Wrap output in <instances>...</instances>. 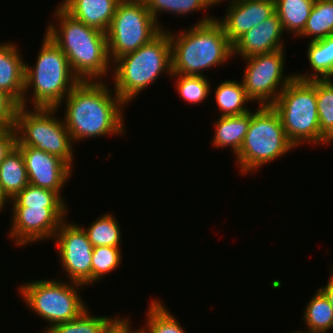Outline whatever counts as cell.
Returning a JSON list of instances; mask_svg holds the SVG:
<instances>
[{"label":"cell","instance_id":"836d02e7","mask_svg":"<svg viewBox=\"0 0 333 333\" xmlns=\"http://www.w3.org/2000/svg\"><path fill=\"white\" fill-rule=\"evenodd\" d=\"M18 104L4 91L0 90V125L7 130L15 128Z\"/></svg>","mask_w":333,"mask_h":333},{"label":"cell","instance_id":"4dcf8cb0","mask_svg":"<svg viewBox=\"0 0 333 333\" xmlns=\"http://www.w3.org/2000/svg\"><path fill=\"white\" fill-rule=\"evenodd\" d=\"M92 316L89 307L73 320L56 324L45 333H102L105 327L116 317Z\"/></svg>","mask_w":333,"mask_h":333},{"label":"cell","instance_id":"8d00e7d4","mask_svg":"<svg viewBox=\"0 0 333 333\" xmlns=\"http://www.w3.org/2000/svg\"><path fill=\"white\" fill-rule=\"evenodd\" d=\"M330 277L328 279V283L324 286V287H321L319 288L323 293L324 295L327 297L330 305L332 306L333 308V269H331V272H330Z\"/></svg>","mask_w":333,"mask_h":333},{"label":"cell","instance_id":"44dd1931","mask_svg":"<svg viewBox=\"0 0 333 333\" xmlns=\"http://www.w3.org/2000/svg\"><path fill=\"white\" fill-rule=\"evenodd\" d=\"M0 183L10 200L29 184L22 153L16 146L0 163Z\"/></svg>","mask_w":333,"mask_h":333},{"label":"cell","instance_id":"5b68a950","mask_svg":"<svg viewBox=\"0 0 333 333\" xmlns=\"http://www.w3.org/2000/svg\"><path fill=\"white\" fill-rule=\"evenodd\" d=\"M111 67L114 92L125 104H129L148 86L155 84L163 72L172 75L169 31L163 28L135 52L115 59Z\"/></svg>","mask_w":333,"mask_h":333},{"label":"cell","instance_id":"cb8c5ba5","mask_svg":"<svg viewBox=\"0 0 333 333\" xmlns=\"http://www.w3.org/2000/svg\"><path fill=\"white\" fill-rule=\"evenodd\" d=\"M304 333H327L333 329V308L327 297L318 288L303 312Z\"/></svg>","mask_w":333,"mask_h":333},{"label":"cell","instance_id":"484cf974","mask_svg":"<svg viewBox=\"0 0 333 333\" xmlns=\"http://www.w3.org/2000/svg\"><path fill=\"white\" fill-rule=\"evenodd\" d=\"M308 81L316 89L320 145H324L326 139L333 132V80L332 78H326Z\"/></svg>","mask_w":333,"mask_h":333},{"label":"cell","instance_id":"277c9868","mask_svg":"<svg viewBox=\"0 0 333 333\" xmlns=\"http://www.w3.org/2000/svg\"><path fill=\"white\" fill-rule=\"evenodd\" d=\"M42 46L34 65L25 62L24 97L20 106H27L31 89V108H57L80 82L73 73L66 55L44 33Z\"/></svg>","mask_w":333,"mask_h":333},{"label":"cell","instance_id":"d6986e66","mask_svg":"<svg viewBox=\"0 0 333 333\" xmlns=\"http://www.w3.org/2000/svg\"><path fill=\"white\" fill-rule=\"evenodd\" d=\"M251 122V111L236 116H219L217 121H213L215 128L212 146L230 147L236 155L246 136Z\"/></svg>","mask_w":333,"mask_h":333},{"label":"cell","instance_id":"52a82bcc","mask_svg":"<svg viewBox=\"0 0 333 333\" xmlns=\"http://www.w3.org/2000/svg\"><path fill=\"white\" fill-rule=\"evenodd\" d=\"M84 285L57 280H31L18 286L19 295L33 313L48 324L42 333L56 324L67 322L78 317L88 306L80 296Z\"/></svg>","mask_w":333,"mask_h":333},{"label":"cell","instance_id":"30bf717a","mask_svg":"<svg viewBox=\"0 0 333 333\" xmlns=\"http://www.w3.org/2000/svg\"><path fill=\"white\" fill-rule=\"evenodd\" d=\"M162 30L143 0H120L106 32L111 62L135 52Z\"/></svg>","mask_w":333,"mask_h":333},{"label":"cell","instance_id":"f35d334b","mask_svg":"<svg viewBox=\"0 0 333 333\" xmlns=\"http://www.w3.org/2000/svg\"><path fill=\"white\" fill-rule=\"evenodd\" d=\"M333 142V132L332 134L326 139L325 144L324 145H330V143Z\"/></svg>","mask_w":333,"mask_h":333},{"label":"cell","instance_id":"f1b7e54d","mask_svg":"<svg viewBox=\"0 0 333 333\" xmlns=\"http://www.w3.org/2000/svg\"><path fill=\"white\" fill-rule=\"evenodd\" d=\"M150 14L155 18L157 24L161 27L159 21V13L167 12L173 15H180L183 17L187 14L194 13L199 10H206L208 7H213L223 3V0H143Z\"/></svg>","mask_w":333,"mask_h":333},{"label":"cell","instance_id":"4fadbf2b","mask_svg":"<svg viewBox=\"0 0 333 333\" xmlns=\"http://www.w3.org/2000/svg\"><path fill=\"white\" fill-rule=\"evenodd\" d=\"M9 237L14 245L53 240L60 224L67 219V208L12 207ZM37 241V242H36Z\"/></svg>","mask_w":333,"mask_h":333},{"label":"cell","instance_id":"ffe728a7","mask_svg":"<svg viewBox=\"0 0 333 333\" xmlns=\"http://www.w3.org/2000/svg\"><path fill=\"white\" fill-rule=\"evenodd\" d=\"M313 73H295L299 80L333 78V36L309 41L307 56Z\"/></svg>","mask_w":333,"mask_h":333},{"label":"cell","instance_id":"60d3db41","mask_svg":"<svg viewBox=\"0 0 333 333\" xmlns=\"http://www.w3.org/2000/svg\"><path fill=\"white\" fill-rule=\"evenodd\" d=\"M291 333H292V332H291ZM293 333H304V332H302L301 330H299V331H298V330H297V331L295 330Z\"/></svg>","mask_w":333,"mask_h":333},{"label":"cell","instance_id":"8fae6325","mask_svg":"<svg viewBox=\"0 0 333 333\" xmlns=\"http://www.w3.org/2000/svg\"><path fill=\"white\" fill-rule=\"evenodd\" d=\"M285 49L244 58L246 68L242 83L247 97L259 106H271L295 78V74L284 75Z\"/></svg>","mask_w":333,"mask_h":333},{"label":"cell","instance_id":"d6a6232c","mask_svg":"<svg viewBox=\"0 0 333 333\" xmlns=\"http://www.w3.org/2000/svg\"><path fill=\"white\" fill-rule=\"evenodd\" d=\"M120 247H93L92 254V285L105 277L106 274L117 270L122 263Z\"/></svg>","mask_w":333,"mask_h":333},{"label":"cell","instance_id":"1f68e13d","mask_svg":"<svg viewBox=\"0 0 333 333\" xmlns=\"http://www.w3.org/2000/svg\"><path fill=\"white\" fill-rule=\"evenodd\" d=\"M170 77L177 79L175 82L177 94L188 104L197 105L207 100L212 88L207 76L172 74Z\"/></svg>","mask_w":333,"mask_h":333},{"label":"cell","instance_id":"e0dca14e","mask_svg":"<svg viewBox=\"0 0 333 333\" xmlns=\"http://www.w3.org/2000/svg\"><path fill=\"white\" fill-rule=\"evenodd\" d=\"M17 47L10 42L0 43V90L20 106L24 97L25 62Z\"/></svg>","mask_w":333,"mask_h":333},{"label":"cell","instance_id":"9c48e42d","mask_svg":"<svg viewBox=\"0 0 333 333\" xmlns=\"http://www.w3.org/2000/svg\"><path fill=\"white\" fill-rule=\"evenodd\" d=\"M18 106L15 119L16 146H29L54 154L73 168V141L57 108ZM33 110V111H32Z\"/></svg>","mask_w":333,"mask_h":333},{"label":"cell","instance_id":"e575fe53","mask_svg":"<svg viewBox=\"0 0 333 333\" xmlns=\"http://www.w3.org/2000/svg\"><path fill=\"white\" fill-rule=\"evenodd\" d=\"M102 333H140L139 329H131L129 317L120 318L119 315L105 327Z\"/></svg>","mask_w":333,"mask_h":333},{"label":"cell","instance_id":"7402d4cb","mask_svg":"<svg viewBox=\"0 0 333 333\" xmlns=\"http://www.w3.org/2000/svg\"><path fill=\"white\" fill-rule=\"evenodd\" d=\"M216 87L214 95L220 116H236L251 111L246 104L252 102L246 95L242 81L226 79Z\"/></svg>","mask_w":333,"mask_h":333},{"label":"cell","instance_id":"5bb4252c","mask_svg":"<svg viewBox=\"0 0 333 333\" xmlns=\"http://www.w3.org/2000/svg\"><path fill=\"white\" fill-rule=\"evenodd\" d=\"M22 153L29 184L58 192L72 175L73 168L60 157L29 146H16Z\"/></svg>","mask_w":333,"mask_h":333},{"label":"cell","instance_id":"ab89813d","mask_svg":"<svg viewBox=\"0 0 333 333\" xmlns=\"http://www.w3.org/2000/svg\"><path fill=\"white\" fill-rule=\"evenodd\" d=\"M8 130L4 127V126H2V125H0V138L7 132Z\"/></svg>","mask_w":333,"mask_h":333},{"label":"cell","instance_id":"8992f818","mask_svg":"<svg viewBox=\"0 0 333 333\" xmlns=\"http://www.w3.org/2000/svg\"><path fill=\"white\" fill-rule=\"evenodd\" d=\"M295 149L288 139L278 113L272 106L251 111V122L244 142L235 155L241 173L250 174Z\"/></svg>","mask_w":333,"mask_h":333},{"label":"cell","instance_id":"d590c367","mask_svg":"<svg viewBox=\"0 0 333 333\" xmlns=\"http://www.w3.org/2000/svg\"><path fill=\"white\" fill-rule=\"evenodd\" d=\"M17 133L15 128L8 130L0 138V163L5 159L9 152L16 146Z\"/></svg>","mask_w":333,"mask_h":333},{"label":"cell","instance_id":"f546056e","mask_svg":"<svg viewBox=\"0 0 333 333\" xmlns=\"http://www.w3.org/2000/svg\"><path fill=\"white\" fill-rule=\"evenodd\" d=\"M63 195L49 189L28 184L11 199V207L68 208ZM12 203V204H11Z\"/></svg>","mask_w":333,"mask_h":333},{"label":"cell","instance_id":"2e32d148","mask_svg":"<svg viewBox=\"0 0 333 333\" xmlns=\"http://www.w3.org/2000/svg\"><path fill=\"white\" fill-rule=\"evenodd\" d=\"M283 33L280 18L275 12L271 17L247 31L233 44V56L238 57L237 55H239L244 59L285 49Z\"/></svg>","mask_w":333,"mask_h":333},{"label":"cell","instance_id":"3957f363","mask_svg":"<svg viewBox=\"0 0 333 333\" xmlns=\"http://www.w3.org/2000/svg\"><path fill=\"white\" fill-rule=\"evenodd\" d=\"M188 30L169 32L172 74L205 76L203 71L223 65L233 56V45L216 17L206 15Z\"/></svg>","mask_w":333,"mask_h":333},{"label":"cell","instance_id":"ba28073f","mask_svg":"<svg viewBox=\"0 0 333 333\" xmlns=\"http://www.w3.org/2000/svg\"><path fill=\"white\" fill-rule=\"evenodd\" d=\"M271 106L296 148L307 142L320 145L316 89L308 80L294 78Z\"/></svg>","mask_w":333,"mask_h":333},{"label":"cell","instance_id":"7a4b0ae2","mask_svg":"<svg viewBox=\"0 0 333 333\" xmlns=\"http://www.w3.org/2000/svg\"><path fill=\"white\" fill-rule=\"evenodd\" d=\"M55 9L54 20L58 22H50L45 33L66 55L73 73L80 81H107L112 62L106 33L75 19L60 5Z\"/></svg>","mask_w":333,"mask_h":333},{"label":"cell","instance_id":"4316f807","mask_svg":"<svg viewBox=\"0 0 333 333\" xmlns=\"http://www.w3.org/2000/svg\"><path fill=\"white\" fill-rule=\"evenodd\" d=\"M93 247H121V227L112 213L96 218L87 228L81 226Z\"/></svg>","mask_w":333,"mask_h":333},{"label":"cell","instance_id":"d4e9b609","mask_svg":"<svg viewBox=\"0 0 333 333\" xmlns=\"http://www.w3.org/2000/svg\"><path fill=\"white\" fill-rule=\"evenodd\" d=\"M328 36H333V0H315L306 26L298 37H312V42Z\"/></svg>","mask_w":333,"mask_h":333},{"label":"cell","instance_id":"603a6c76","mask_svg":"<svg viewBox=\"0 0 333 333\" xmlns=\"http://www.w3.org/2000/svg\"><path fill=\"white\" fill-rule=\"evenodd\" d=\"M314 2L315 0H275V11L283 30L298 37L306 26Z\"/></svg>","mask_w":333,"mask_h":333},{"label":"cell","instance_id":"6da1fadb","mask_svg":"<svg viewBox=\"0 0 333 333\" xmlns=\"http://www.w3.org/2000/svg\"><path fill=\"white\" fill-rule=\"evenodd\" d=\"M108 86L105 81H80L57 107L59 110L66 103L62 118L73 143L124 135L123 108L127 105Z\"/></svg>","mask_w":333,"mask_h":333},{"label":"cell","instance_id":"74e56055","mask_svg":"<svg viewBox=\"0 0 333 333\" xmlns=\"http://www.w3.org/2000/svg\"><path fill=\"white\" fill-rule=\"evenodd\" d=\"M11 200L7 197V195L4 193L1 183H0V212L5 209L4 206H6L8 203L10 204Z\"/></svg>","mask_w":333,"mask_h":333},{"label":"cell","instance_id":"9a60e30c","mask_svg":"<svg viewBox=\"0 0 333 333\" xmlns=\"http://www.w3.org/2000/svg\"><path fill=\"white\" fill-rule=\"evenodd\" d=\"M223 18L216 20L223 26L225 34L233 45L242 35L275 11V0H230Z\"/></svg>","mask_w":333,"mask_h":333},{"label":"cell","instance_id":"83f0119b","mask_svg":"<svg viewBox=\"0 0 333 333\" xmlns=\"http://www.w3.org/2000/svg\"><path fill=\"white\" fill-rule=\"evenodd\" d=\"M161 299H152L146 313V325L139 328L140 333H187L180 321L171 314Z\"/></svg>","mask_w":333,"mask_h":333},{"label":"cell","instance_id":"7c38bea8","mask_svg":"<svg viewBox=\"0 0 333 333\" xmlns=\"http://www.w3.org/2000/svg\"><path fill=\"white\" fill-rule=\"evenodd\" d=\"M53 241L56 244L59 264L63 266L62 270L69 281L84 286L92 284L93 246L81 225L65 219L56 231Z\"/></svg>","mask_w":333,"mask_h":333},{"label":"cell","instance_id":"ac0fdd59","mask_svg":"<svg viewBox=\"0 0 333 333\" xmlns=\"http://www.w3.org/2000/svg\"><path fill=\"white\" fill-rule=\"evenodd\" d=\"M120 0H63L60 6L75 19L107 32Z\"/></svg>","mask_w":333,"mask_h":333}]
</instances>
